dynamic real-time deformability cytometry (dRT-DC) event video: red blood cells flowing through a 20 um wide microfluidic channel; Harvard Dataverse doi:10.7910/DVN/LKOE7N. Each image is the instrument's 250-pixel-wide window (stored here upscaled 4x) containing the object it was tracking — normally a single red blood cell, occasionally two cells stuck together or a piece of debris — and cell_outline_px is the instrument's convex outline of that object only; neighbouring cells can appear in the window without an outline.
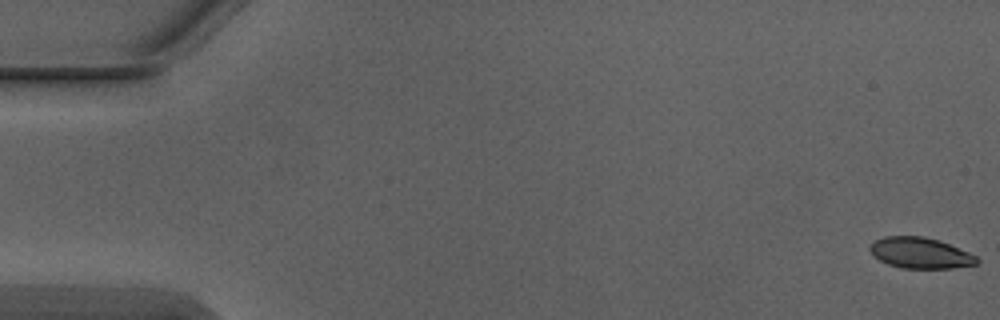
{"species": "Egyptian fruit bat (a non-hibernating species)", "species_latin": "Rousettus aegyptiacus", "temperature_condition": "warm", "stored_images_in_passage": 4, "camera_frame_rate_fps": 3000, "um_per_image_px": 0.085, "animal": {"sex": "male"}, "frame": {"image": 1, "passage_image": 1, "time_ms": 0.0, "image_size_px": [1000, 320], "cell_outline_px": [[980, 260], [976, 264], [952, 268], [900, 268], [888, 264], [872, 256], [868, 248], [876, 240], [884, 236], [924, 236], [940, 240], [968, 252], [976, 256]], "centroid_in_image_um": [78.21, 21.5], "position_along_channel_um": 6.8, "area_um2": 19.31}}
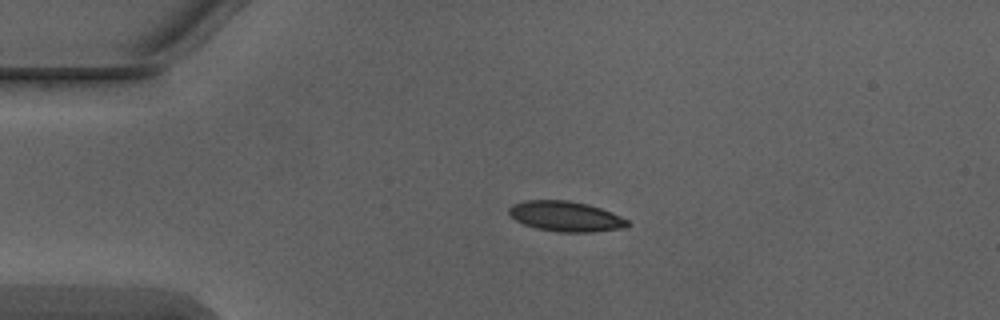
{"frame": {"image": 2, "passage_image": 4, "time_ms": 1.0, "image_size_px": [1000, 320], "cell_outline_px": [[632, 224], [624, 228], [592, 232], [560, 232], [536, 228], [524, 224], [516, 220], [508, 212], [508, 208], [512, 204], [524, 200], [568, 200], [588, 204], [612, 212], [628, 220]], "centroid_in_image_um": [48.1, 18.39], "position_along_channel_um": 36.9, "area_um2": 20.98}}